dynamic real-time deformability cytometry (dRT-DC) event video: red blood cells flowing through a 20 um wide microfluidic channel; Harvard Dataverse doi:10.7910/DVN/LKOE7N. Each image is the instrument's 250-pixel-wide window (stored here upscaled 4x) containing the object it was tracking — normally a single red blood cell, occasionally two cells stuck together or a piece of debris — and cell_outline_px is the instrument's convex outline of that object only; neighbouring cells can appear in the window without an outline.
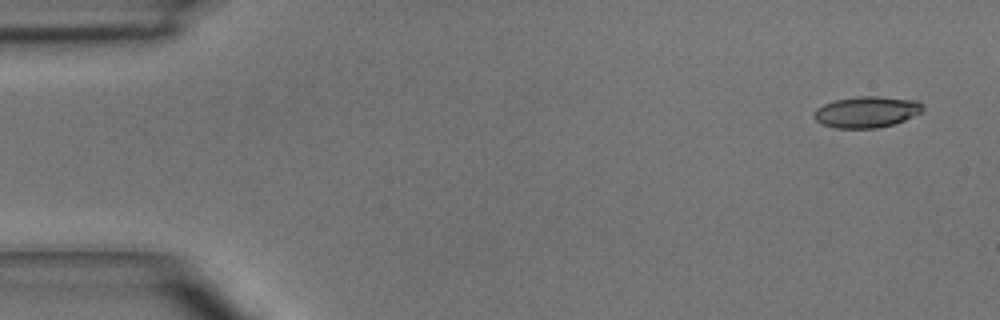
{"species": "common noctule bat (a hibernating species)", "species_latin": "Nyctalus noctula", "temperature_condition": "room temperature", "stored_images_in_passage": 5, "segment_of_instrument_passage": [2, 2], "camera_frame_rate_fps": 3000, "um_per_image_px": 0.085, "animal": {"sex": "male", "body_mass_g": 15.6}, "frame": {"image": 1, "passage_image": 5, "time_ms": 5.667, "image_size_px": [1000, 320], "cell_outline_px": [[924, 108], [920, 112], [896, 124], [880, 128], [836, 128], [820, 124], [812, 116], [812, 112], [816, 108], [824, 104], [836, 100], [856, 96], [880, 96], [916, 100], [924, 104]], "centroid_in_image_um": [73.64, 9.52], "position_along_channel_um": 11.4, "area_um2": 20.06}}